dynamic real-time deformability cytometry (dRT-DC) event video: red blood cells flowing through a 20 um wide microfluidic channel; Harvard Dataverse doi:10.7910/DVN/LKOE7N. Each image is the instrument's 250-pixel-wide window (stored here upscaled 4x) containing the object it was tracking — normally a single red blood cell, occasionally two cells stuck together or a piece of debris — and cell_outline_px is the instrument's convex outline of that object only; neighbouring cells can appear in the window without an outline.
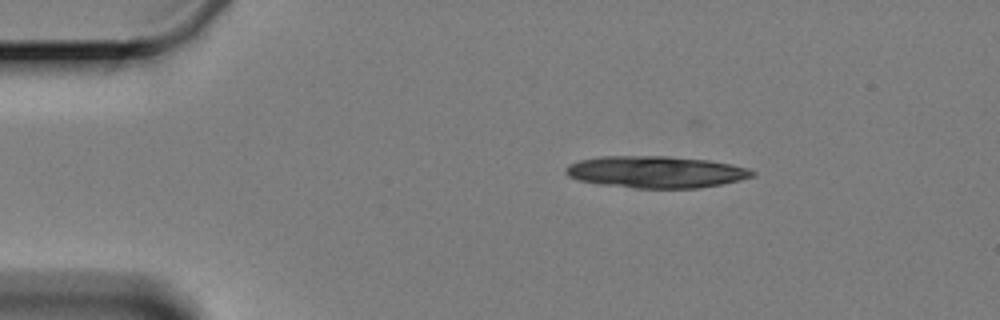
{"species": "Egyptian fruit bat (a non-hibernating species)", "species_latin": "Rousettus aegyptiacus", "temperature_condition": "cold", "stored_images_in_passage": 3, "camera_frame_rate_fps": 3000, "um_per_image_px": 0.085, "animal": {"sex": "female"}, "frame": {"image": 1, "passage_image": 1, "time_ms": 0.0, "image_size_px": [1000, 320], "cell_outline_px": [[756, 176], [740, 180], [700, 188], [636, 188], [596, 184], [576, 180], [568, 176], [564, 172], [564, 168], [568, 164], [580, 160], [600, 156], [668, 156], [708, 160], [732, 164], [748, 168], [756, 172]], "centroid_in_image_um": [55.73, 14.62], "position_along_channel_um": 29.3, "area_um2": 34.97}}